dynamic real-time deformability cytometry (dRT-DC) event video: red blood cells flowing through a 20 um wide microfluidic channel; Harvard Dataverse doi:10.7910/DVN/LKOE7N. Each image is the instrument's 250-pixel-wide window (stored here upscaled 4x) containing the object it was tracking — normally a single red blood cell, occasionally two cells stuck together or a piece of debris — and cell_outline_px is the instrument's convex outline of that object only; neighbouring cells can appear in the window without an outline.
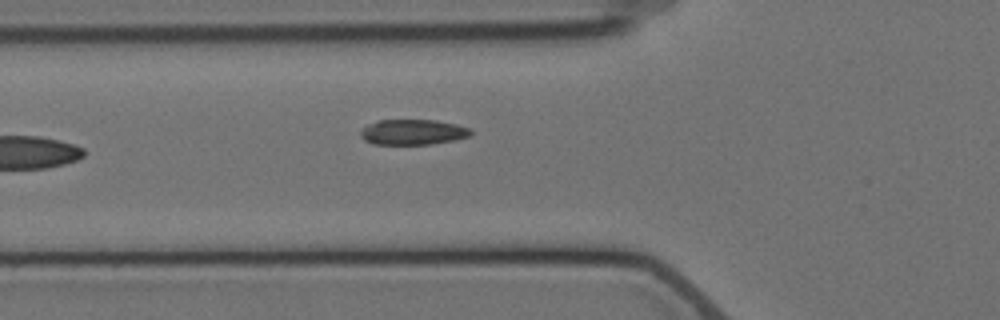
{"species": "Egyptian fruit bat (a non-hibernating species)", "species_latin": "Rousettus aegyptiacus", "temperature_condition": "cold", "stored_images_in_passage": 6, "camera_frame_rate_fps": 3000, "um_per_image_px": 0.085, "animal": {"sex": "female"}, "frame": {"image": 1, "passage_image": 6, "time_ms": 6.667, "image_size_px": [1000, 320], "cell_outline_px": [[472, 136], [456, 140], [432, 144], [372, 144], [364, 140], [360, 136], [360, 132], [368, 124], [376, 120], [436, 120], [456, 124], [472, 128]], "centroid_in_image_um": [35.13, 11.23], "position_along_channel_um": 90.7, "area_um2": 16.53}}